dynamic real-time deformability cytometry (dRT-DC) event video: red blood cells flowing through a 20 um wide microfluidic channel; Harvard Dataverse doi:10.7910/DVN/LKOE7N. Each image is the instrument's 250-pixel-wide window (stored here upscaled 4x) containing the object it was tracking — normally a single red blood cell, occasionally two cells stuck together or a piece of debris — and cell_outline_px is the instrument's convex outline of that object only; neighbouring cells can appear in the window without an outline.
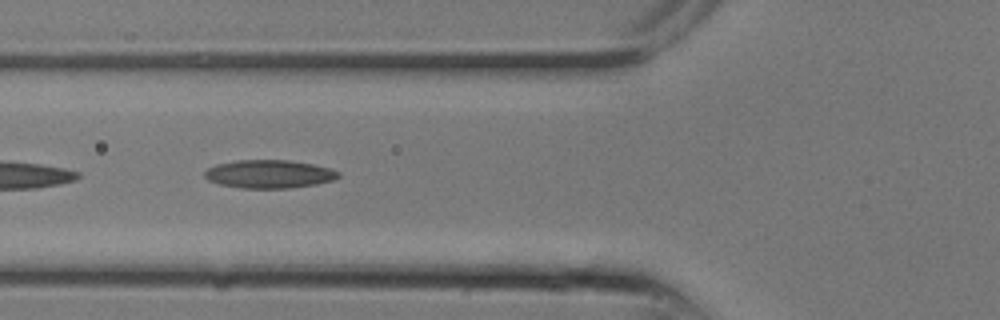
{"species": "common noctule bat (a hibernating species)", "species_latin": "Nyctalus noctula", "temperature_condition": "room temperature", "stored_images_in_passage": 10, "camera_frame_rate_fps": 3000, "um_per_image_px": 0.085, "animal": {"sex": "male", "body_mass_g": 13.3}, "frame": {"image": 1, "passage_image": 9, "time_ms": 2.667, "image_size_px": [1000, 320], "cell_outline_px": [[340, 176], [336, 180], [316, 184], [288, 188], [244, 188], [220, 184], [208, 180], [204, 176], [204, 172], [208, 168], [216, 164], [236, 160], [288, 160], [312, 164], [328, 168], [340, 172]], "centroid_in_image_um": [22.88, 14.79], "position_along_channel_um": 102.9, "area_um2": 21.96}}